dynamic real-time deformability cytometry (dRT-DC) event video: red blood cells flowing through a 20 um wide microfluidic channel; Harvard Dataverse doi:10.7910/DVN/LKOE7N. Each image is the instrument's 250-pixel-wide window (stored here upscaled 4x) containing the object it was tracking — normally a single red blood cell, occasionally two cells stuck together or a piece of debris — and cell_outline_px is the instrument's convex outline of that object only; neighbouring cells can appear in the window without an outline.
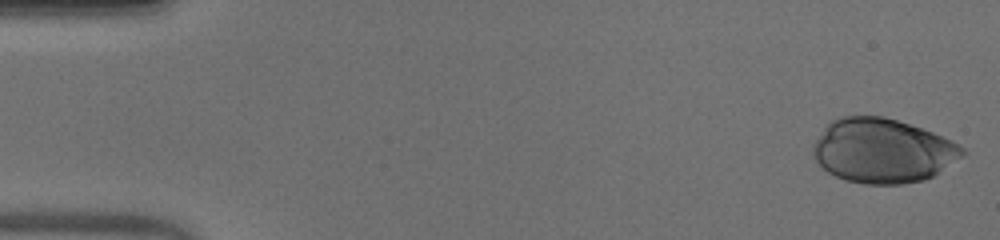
{"species": "human", "species_latin": "Homo sapiens", "temperature_condition": "warm", "stored_images_in_passage": 41, "camera_frame_rate_fps": 3000, "um_per_image_px": 0.085, "donor": {"sex": "male"}, "frame": {"image": 1, "passage_image": 1, "time_ms": 0.0, "image_size_px": [1000, 240], "cell_outline_px": [[964, 156], [932, 176], [924, 180], [904, 184], [864, 184], [844, 180], [828, 172], [812, 156], [812, 144], [824, 128], [832, 120], [844, 116], [884, 116], [932, 132], [952, 140], [964, 148]], "centroid_in_image_um": [75.01, 12.82], "position_along_channel_um": 10.0, "area_um2": 55.89}}
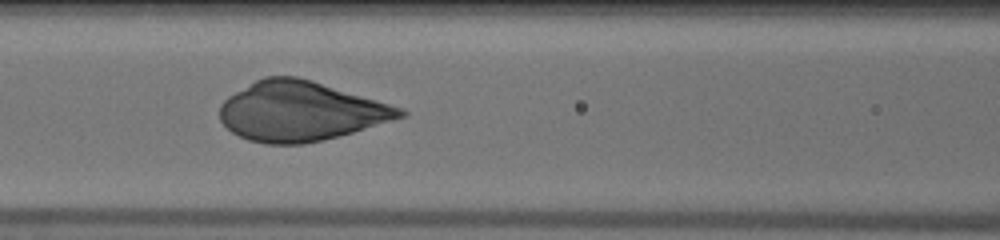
{"frame": {"image": 2, "passage_image": 22, "time_ms": 7.0, "image_size_px": [1000, 240], "cell_outline_px": [[408, 112], [404, 116], [352, 132], [304, 144], [264, 144], [248, 140], [232, 132], [220, 120], [220, 104], [228, 96], [256, 80], [264, 76], [296, 76], [312, 80], [376, 100], [400, 108]], "centroid_in_image_um": [25.48, 9.45], "position_along_channel_um": 141.1, "area_um2": 61.73}}
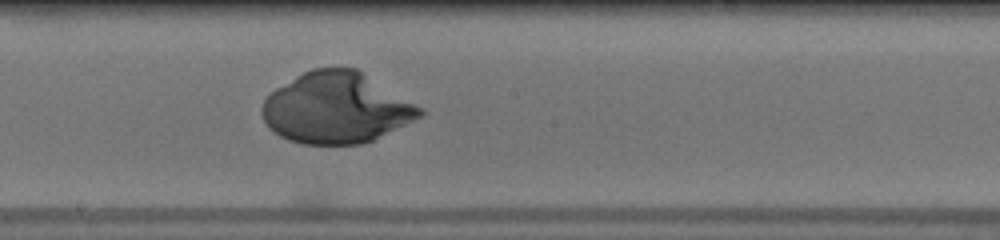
{"frame": {"image": 3, "passage_image": 28, "time_ms": 9.0, "image_size_px": [1000, 240], "cell_outline_px": [[424, 112], [420, 116], [372, 140], [360, 144], [300, 144], [288, 140], [280, 136], [268, 128], [260, 112], [260, 108], [264, 100], [276, 88], [296, 76], [312, 68], [356, 68], [424, 108]], "centroid_in_image_um": [28.55, 9.17], "position_along_channel_um": 219.7, "area_um2": 64.91}}